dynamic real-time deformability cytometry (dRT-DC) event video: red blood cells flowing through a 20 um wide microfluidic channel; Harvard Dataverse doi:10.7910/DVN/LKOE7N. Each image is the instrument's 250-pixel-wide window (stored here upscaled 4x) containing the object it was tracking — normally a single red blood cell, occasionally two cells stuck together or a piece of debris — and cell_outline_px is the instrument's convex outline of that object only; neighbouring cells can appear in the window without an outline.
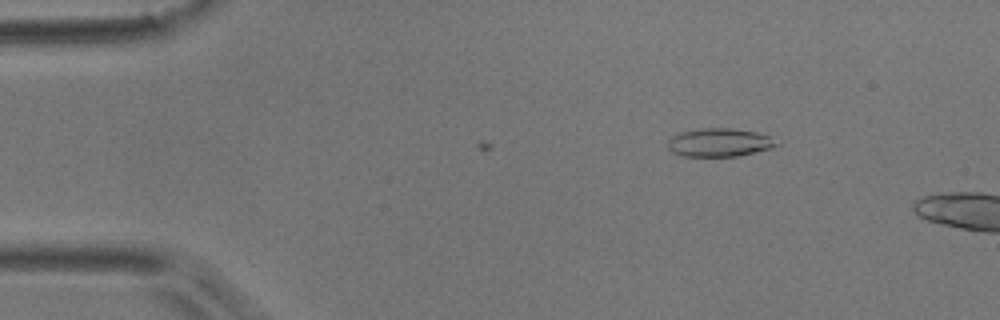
{"species": "common noctule bat (a hibernating species)", "species_latin": "Nyctalus noctula", "temperature_condition": "room temperature", "stored_images_in_passage": 4, "camera_frame_rate_fps": 3000, "um_per_image_px": 0.085, "animal": {"sex": "male", "body_mass_g": 17.9}, "frame": {"image": 1, "passage_image": 1, "time_ms": 0.0, "image_size_px": [1000, 320], "cell_outline_px": [[780, 144], [772, 148], [736, 156], [684, 156], [672, 152], [668, 148], [668, 140], [672, 136], [680, 132], [704, 128], [732, 128], [756, 132], [768, 136]], "centroid_in_image_um": [61.13, 12.11], "position_along_channel_um": 23.9, "area_um2": 17.8}}